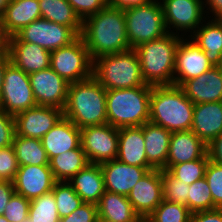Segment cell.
I'll return each mask as SVG.
<instances>
[{
	"label": "cell",
	"instance_id": "cell-1",
	"mask_svg": "<svg viewBox=\"0 0 222 222\" xmlns=\"http://www.w3.org/2000/svg\"><path fill=\"white\" fill-rule=\"evenodd\" d=\"M81 37L92 60L131 49L126 33L124 10L110 5L82 22Z\"/></svg>",
	"mask_w": 222,
	"mask_h": 222
},
{
	"label": "cell",
	"instance_id": "cell-2",
	"mask_svg": "<svg viewBox=\"0 0 222 222\" xmlns=\"http://www.w3.org/2000/svg\"><path fill=\"white\" fill-rule=\"evenodd\" d=\"M106 91L93 76L70 83L63 117L80 129L106 124Z\"/></svg>",
	"mask_w": 222,
	"mask_h": 222
},
{
	"label": "cell",
	"instance_id": "cell-3",
	"mask_svg": "<svg viewBox=\"0 0 222 222\" xmlns=\"http://www.w3.org/2000/svg\"><path fill=\"white\" fill-rule=\"evenodd\" d=\"M194 105L180 86H152L149 121L170 132L191 130Z\"/></svg>",
	"mask_w": 222,
	"mask_h": 222
},
{
	"label": "cell",
	"instance_id": "cell-4",
	"mask_svg": "<svg viewBox=\"0 0 222 222\" xmlns=\"http://www.w3.org/2000/svg\"><path fill=\"white\" fill-rule=\"evenodd\" d=\"M168 33L134 48L140 60L142 77L152 86L174 85L176 50L181 37Z\"/></svg>",
	"mask_w": 222,
	"mask_h": 222
},
{
	"label": "cell",
	"instance_id": "cell-5",
	"mask_svg": "<svg viewBox=\"0 0 222 222\" xmlns=\"http://www.w3.org/2000/svg\"><path fill=\"white\" fill-rule=\"evenodd\" d=\"M152 85L106 91L107 123L118 129L149 121Z\"/></svg>",
	"mask_w": 222,
	"mask_h": 222
},
{
	"label": "cell",
	"instance_id": "cell-6",
	"mask_svg": "<svg viewBox=\"0 0 222 222\" xmlns=\"http://www.w3.org/2000/svg\"><path fill=\"white\" fill-rule=\"evenodd\" d=\"M93 77L106 89H127L147 85L134 49L93 60Z\"/></svg>",
	"mask_w": 222,
	"mask_h": 222
},
{
	"label": "cell",
	"instance_id": "cell-7",
	"mask_svg": "<svg viewBox=\"0 0 222 222\" xmlns=\"http://www.w3.org/2000/svg\"><path fill=\"white\" fill-rule=\"evenodd\" d=\"M126 33L131 49L168 34L160 1L124 10Z\"/></svg>",
	"mask_w": 222,
	"mask_h": 222
},
{
	"label": "cell",
	"instance_id": "cell-8",
	"mask_svg": "<svg viewBox=\"0 0 222 222\" xmlns=\"http://www.w3.org/2000/svg\"><path fill=\"white\" fill-rule=\"evenodd\" d=\"M50 68L69 84L93 76V60L79 36L70 45L51 51Z\"/></svg>",
	"mask_w": 222,
	"mask_h": 222
},
{
	"label": "cell",
	"instance_id": "cell-9",
	"mask_svg": "<svg viewBox=\"0 0 222 222\" xmlns=\"http://www.w3.org/2000/svg\"><path fill=\"white\" fill-rule=\"evenodd\" d=\"M37 106L30 84L29 74L12 62L7 66L0 94V108L15 116Z\"/></svg>",
	"mask_w": 222,
	"mask_h": 222
},
{
	"label": "cell",
	"instance_id": "cell-10",
	"mask_svg": "<svg viewBox=\"0 0 222 222\" xmlns=\"http://www.w3.org/2000/svg\"><path fill=\"white\" fill-rule=\"evenodd\" d=\"M119 129L106 123L80 129V143L89 163L114 160L118 154Z\"/></svg>",
	"mask_w": 222,
	"mask_h": 222
},
{
	"label": "cell",
	"instance_id": "cell-11",
	"mask_svg": "<svg viewBox=\"0 0 222 222\" xmlns=\"http://www.w3.org/2000/svg\"><path fill=\"white\" fill-rule=\"evenodd\" d=\"M15 36L22 42L39 45L50 52L70 45L79 37L71 27L42 18L23 27Z\"/></svg>",
	"mask_w": 222,
	"mask_h": 222
},
{
	"label": "cell",
	"instance_id": "cell-12",
	"mask_svg": "<svg viewBox=\"0 0 222 222\" xmlns=\"http://www.w3.org/2000/svg\"><path fill=\"white\" fill-rule=\"evenodd\" d=\"M160 3L168 33L178 36L180 31H189L192 35L203 22H206L203 14L209 13V10L204 11L203 0H160ZM171 28H174L176 33L172 32Z\"/></svg>",
	"mask_w": 222,
	"mask_h": 222
},
{
	"label": "cell",
	"instance_id": "cell-13",
	"mask_svg": "<svg viewBox=\"0 0 222 222\" xmlns=\"http://www.w3.org/2000/svg\"><path fill=\"white\" fill-rule=\"evenodd\" d=\"M34 99L39 106L64 109L69 83L50 67L29 74Z\"/></svg>",
	"mask_w": 222,
	"mask_h": 222
},
{
	"label": "cell",
	"instance_id": "cell-14",
	"mask_svg": "<svg viewBox=\"0 0 222 222\" xmlns=\"http://www.w3.org/2000/svg\"><path fill=\"white\" fill-rule=\"evenodd\" d=\"M190 38L181 40L176 50L174 85L181 86L188 79H193L213 67L205 52Z\"/></svg>",
	"mask_w": 222,
	"mask_h": 222
},
{
	"label": "cell",
	"instance_id": "cell-15",
	"mask_svg": "<svg viewBox=\"0 0 222 222\" xmlns=\"http://www.w3.org/2000/svg\"><path fill=\"white\" fill-rule=\"evenodd\" d=\"M63 110L35 106L14 116L15 135L41 139L61 118Z\"/></svg>",
	"mask_w": 222,
	"mask_h": 222
},
{
	"label": "cell",
	"instance_id": "cell-16",
	"mask_svg": "<svg viewBox=\"0 0 222 222\" xmlns=\"http://www.w3.org/2000/svg\"><path fill=\"white\" fill-rule=\"evenodd\" d=\"M127 198L135 212L147 218L163 200L161 170H149L133 186Z\"/></svg>",
	"mask_w": 222,
	"mask_h": 222
},
{
	"label": "cell",
	"instance_id": "cell-17",
	"mask_svg": "<svg viewBox=\"0 0 222 222\" xmlns=\"http://www.w3.org/2000/svg\"><path fill=\"white\" fill-rule=\"evenodd\" d=\"M57 181L49 165L19 166L13 180L15 193L32 200L52 191Z\"/></svg>",
	"mask_w": 222,
	"mask_h": 222
},
{
	"label": "cell",
	"instance_id": "cell-18",
	"mask_svg": "<svg viewBox=\"0 0 222 222\" xmlns=\"http://www.w3.org/2000/svg\"><path fill=\"white\" fill-rule=\"evenodd\" d=\"M105 190L128 196L133 186L153 167H140L122 163L117 159L100 164Z\"/></svg>",
	"mask_w": 222,
	"mask_h": 222
},
{
	"label": "cell",
	"instance_id": "cell-19",
	"mask_svg": "<svg viewBox=\"0 0 222 222\" xmlns=\"http://www.w3.org/2000/svg\"><path fill=\"white\" fill-rule=\"evenodd\" d=\"M7 51L11 62L27 74L50 67V51L33 43L22 42L15 35L8 37Z\"/></svg>",
	"mask_w": 222,
	"mask_h": 222
},
{
	"label": "cell",
	"instance_id": "cell-20",
	"mask_svg": "<svg viewBox=\"0 0 222 222\" xmlns=\"http://www.w3.org/2000/svg\"><path fill=\"white\" fill-rule=\"evenodd\" d=\"M180 87L193 104L222 101L221 67L213 66L204 74L188 79Z\"/></svg>",
	"mask_w": 222,
	"mask_h": 222
},
{
	"label": "cell",
	"instance_id": "cell-21",
	"mask_svg": "<svg viewBox=\"0 0 222 222\" xmlns=\"http://www.w3.org/2000/svg\"><path fill=\"white\" fill-rule=\"evenodd\" d=\"M206 153L207 145L191 130L172 132L166 170L174 164L201 159Z\"/></svg>",
	"mask_w": 222,
	"mask_h": 222
},
{
	"label": "cell",
	"instance_id": "cell-22",
	"mask_svg": "<svg viewBox=\"0 0 222 222\" xmlns=\"http://www.w3.org/2000/svg\"><path fill=\"white\" fill-rule=\"evenodd\" d=\"M42 146L49 160L63 152L77 149L80 143V128L62 117L42 138Z\"/></svg>",
	"mask_w": 222,
	"mask_h": 222
},
{
	"label": "cell",
	"instance_id": "cell-23",
	"mask_svg": "<svg viewBox=\"0 0 222 222\" xmlns=\"http://www.w3.org/2000/svg\"><path fill=\"white\" fill-rule=\"evenodd\" d=\"M191 131L206 145L222 133V101L194 105Z\"/></svg>",
	"mask_w": 222,
	"mask_h": 222
},
{
	"label": "cell",
	"instance_id": "cell-24",
	"mask_svg": "<svg viewBox=\"0 0 222 222\" xmlns=\"http://www.w3.org/2000/svg\"><path fill=\"white\" fill-rule=\"evenodd\" d=\"M118 161L140 167H152L146 157L142 126L119 129Z\"/></svg>",
	"mask_w": 222,
	"mask_h": 222
},
{
	"label": "cell",
	"instance_id": "cell-25",
	"mask_svg": "<svg viewBox=\"0 0 222 222\" xmlns=\"http://www.w3.org/2000/svg\"><path fill=\"white\" fill-rule=\"evenodd\" d=\"M67 182L82 198L84 203L97 205L106 191L100 164L88 163Z\"/></svg>",
	"mask_w": 222,
	"mask_h": 222
},
{
	"label": "cell",
	"instance_id": "cell-26",
	"mask_svg": "<svg viewBox=\"0 0 222 222\" xmlns=\"http://www.w3.org/2000/svg\"><path fill=\"white\" fill-rule=\"evenodd\" d=\"M145 153L154 169H165L172 132L150 121L142 125Z\"/></svg>",
	"mask_w": 222,
	"mask_h": 222
},
{
	"label": "cell",
	"instance_id": "cell-27",
	"mask_svg": "<svg viewBox=\"0 0 222 222\" xmlns=\"http://www.w3.org/2000/svg\"><path fill=\"white\" fill-rule=\"evenodd\" d=\"M1 18L5 34L11 37L23 27L41 18L39 2L38 0H10Z\"/></svg>",
	"mask_w": 222,
	"mask_h": 222
},
{
	"label": "cell",
	"instance_id": "cell-28",
	"mask_svg": "<svg viewBox=\"0 0 222 222\" xmlns=\"http://www.w3.org/2000/svg\"><path fill=\"white\" fill-rule=\"evenodd\" d=\"M204 52L213 66L222 61V19L212 18L192 34L188 35Z\"/></svg>",
	"mask_w": 222,
	"mask_h": 222
},
{
	"label": "cell",
	"instance_id": "cell-29",
	"mask_svg": "<svg viewBox=\"0 0 222 222\" xmlns=\"http://www.w3.org/2000/svg\"><path fill=\"white\" fill-rule=\"evenodd\" d=\"M97 212L99 217L113 222H136L140 218L127 196L108 191L101 196Z\"/></svg>",
	"mask_w": 222,
	"mask_h": 222
},
{
	"label": "cell",
	"instance_id": "cell-30",
	"mask_svg": "<svg viewBox=\"0 0 222 222\" xmlns=\"http://www.w3.org/2000/svg\"><path fill=\"white\" fill-rule=\"evenodd\" d=\"M41 18L71 27L79 36L82 33V21L67 0H38Z\"/></svg>",
	"mask_w": 222,
	"mask_h": 222
},
{
	"label": "cell",
	"instance_id": "cell-31",
	"mask_svg": "<svg viewBox=\"0 0 222 222\" xmlns=\"http://www.w3.org/2000/svg\"><path fill=\"white\" fill-rule=\"evenodd\" d=\"M89 163L81 145L49 160L56 181H68Z\"/></svg>",
	"mask_w": 222,
	"mask_h": 222
},
{
	"label": "cell",
	"instance_id": "cell-32",
	"mask_svg": "<svg viewBox=\"0 0 222 222\" xmlns=\"http://www.w3.org/2000/svg\"><path fill=\"white\" fill-rule=\"evenodd\" d=\"M12 146L19 166L49 165V158L41 139L14 135Z\"/></svg>",
	"mask_w": 222,
	"mask_h": 222
},
{
	"label": "cell",
	"instance_id": "cell-33",
	"mask_svg": "<svg viewBox=\"0 0 222 222\" xmlns=\"http://www.w3.org/2000/svg\"><path fill=\"white\" fill-rule=\"evenodd\" d=\"M29 222H59L56 200L50 191L30 200Z\"/></svg>",
	"mask_w": 222,
	"mask_h": 222
},
{
	"label": "cell",
	"instance_id": "cell-34",
	"mask_svg": "<svg viewBox=\"0 0 222 222\" xmlns=\"http://www.w3.org/2000/svg\"><path fill=\"white\" fill-rule=\"evenodd\" d=\"M52 192L60 218L68 216L84 203L67 181H57Z\"/></svg>",
	"mask_w": 222,
	"mask_h": 222
},
{
	"label": "cell",
	"instance_id": "cell-35",
	"mask_svg": "<svg viewBox=\"0 0 222 222\" xmlns=\"http://www.w3.org/2000/svg\"><path fill=\"white\" fill-rule=\"evenodd\" d=\"M187 195L188 209L191 213L216 209L205 177L190 184Z\"/></svg>",
	"mask_w": 222,
	"mask_h": 222
},
{
	"label": "cell",
	"instance_id": "cell-36",
	"mask_svg": "<svg viewBox=\"0 0 222 222\" xmlns=\"http://www.w3.org/2000/svg\"><path fill=\"white\" fill-rule=\"evenodd\" d=\"M190 216L191 212L186 205L163 199L147 218L151 222H189Z\"/></svg>",
	"mask_w": 222,
	"mask_h": 222
},
{
	"label": "cell",
	"instance_id": "cell-37",
	"mask_svg": "<svg viewBox=\"0 0 222 222\" xmlns=\"http://www.w3.org/2000/svg\"><path fill=\"white\" fill-rule=\"evenodd\" d=\"M209 162L206 153L201 159L172 165L168 171L177 179L188 185L205 177V170Z\"/></svg>",
	"mask_w": 222,
	"mask_h": 222
},
{
	"label": "cell",
	"instance_id": "cell-38",
	"mask_svg": "<svg viewBox=\"0 0 222 222\" xmlns=\"http://www.w3.org/2000/svg\"><path fill=\"white\" fill-rule=\"evenodd\" d=\"M163 199L168 202L180 203L188 207L189 185L175 178L168 170L161 169Z\"/></svg>",
	"mask_w": 222,
	"mask_h": 222
},
{
	"label": "cell",
	"instance_id": "cell-39",
	"mask_svg": "<svg viewBox=\"0 0 222 222\" xmlns=\"http://www.w3.org/2000/svg\"><path fill=\"white\" fill-rule=\"evenodd\" d=\"M205 179L208 182L214 206L222 208V165L209 160L205 170Z\"/></svg>",
	"mask_w": 222,
	"mask_h": 222
},
{
	"label": "cell",
	"instance_id": "cell-40",
	"mask_svg": "<svg viewBox=\"0 0 222 222\" xmlns=\"http://www.w3.org/2000/svg\"><path fill=\"white\" fill-rule=\"evenodd\" d=\"M30 200L14 193L5 206L4 216L9 222H22L29 214Z\"/></svg>",
	"mask_w": 222,
	"mask_h": 222
},
{
	"label": "cell",
	"instance_id": "cell-41",
	"mask_svg": "<svg viewBox=\"0 0 222 222\" xmlns=\"http://www.w3.org/2000/svg\"><path fill=\"white\" fill-rule=\"evenodd\" d=\"M19 164L13 146L0 148V180L13 182Z\"/></svg>",
	"mask_w": 222,
	"mask_h": 222
},
{
	"label": "cell",
	"instance_id": "cell-42",
	"mask_svg": "<svg viewBox=\"0 0 222 222\" xmlns=\"http://www.w3.org/2000/svg\"><path fill=\"white\" fill-rule=\"evenodd\" d=\"M76 15L83 22L86 18L94 15L108 5L107 0H67Z\"/></svg>",
	"mask_w": 222,
	"mask_h": 222
},
{
	"label": "cell",
	"instance_id": "cell-43",
	"mask_svg": "<svg viewBox=\"0 0 222 222\" xmlns=\"http://www.w3.org/2000/svg\"><path fill=\"white\" fill-rule=\"evenodd\" d=\"M97 216L96 204L83 203L68 216L60 218L59 222H96Z\"/></svg>",
	"mask_w": 222,
	"mask_h": 222
},
{
	"label": "cell",
	"instance_id": "cell-44",
	"mask_svg": "<svg viewBox=\"0 0 222 222\" xmlns=\"http://www.w3.org/2000/svg\"><path fill=\"white\" fill-rule=\"evenodd\" d=\"M15 135L14 116L0 108V148L11 146Z\"/></svg>",
	"mask_w": 222,
	"mask_h": 222
},
{
	"label": "cell",
	"instance_id": "cell-45",
	"mask_svg": "<svg viewBox=\"0 0 222 222\" xmlns=\"http://www.w3.org/2000/svg\"><path fill=\"white\" fill-rule=\"evenodd\" d=\"M189 222H222V208L191 213Z\"/></svg>",
	"mask_w": 222,
	"mask_h": 222
},
{
	"label": "cell",
	"instance_id": "cell-46",
	"mask_svg": "<svg viewBox=\"0 0 222 222\" xmlns=\"http://www.w3.org/2000/svg\"><path fill=\"white\" fill-rule=\"evenodd\" d=\"M207 154L210 161L222 165V133L207 145Z\"/></svg>",
	"mask_w": 222,
	"mask_h": 222
},
{
	"label": "cell",
	"instance_id": "cell-47",
	"mask_svg": "<svg viewBox=\"0 0 222 222\" xmlns=\"http://www.w3.org/2000/svg\"><path fill=\"white\" fill-rule=\"evenodd\" d=\"M14 193L13 182L0 180V215L4 214L5 206Z\"/></svg>",
	"mask_w": 222,
	"mask_h": 222
},
{
	"label": "cell",
	"instance_id": "cell-48",
	"mask_svg": "<svg viewBox=\"0 0 222 222\" xmlns=\"http://www.w3.org/2000/svg\"><path fill=\"white\" fill-rule=\"evenodd\" d=\"M108 5L120 9L125 10L131 7L142 6L150 3L153 0H107Z\"/></svg>",
	"mask_w": 222,
	"mask_h": 222
},
{
	"label": "cell",
	"instance_id": "cell-49",
	"mask_svg": "<svg viewBox=\"0 0 222 222\" xmlns=\"http://www.w3.org/2000/svg\"><path fill=\"white\" fill-rule=\"evenodd\" d=\"M204 9L207 7V10L209 9L210 12H212V15L214 16V19H222V0H204ZM206 3V4H205Z\"/></svg>",
	"mask_w": 222,
	"mask_h": 222
},
{
	"label": "cell",
	"instance_id": "cell-50",
	"mask_svg": "<svg viewBox=\"0 0 222 222\" xmlns=\"http://www.w3.org/2000/svg\"><path fill=\"white\" fill-rule=\"evenodd\" d=\"M11 63V59L8 51H4L0 53V94L2 91V86L4 82V75L7 66Z\"/></svg>",
	"mask_w": 222,
	"mask_h": 222
},
{
	"label": "cell",
	"instance_id": "cell-51",
	"mask_svg": "<svg viewBox=\"0 0 222 222\" xmlns=\"http://www.w3.org/2000/svg\"><path fill=\"white\" fill-rule=\"evenodd\" d=\"M7 49H8V36L4 32L2 18H0V53L7 51Z\"/></svg>",
	"mask_w": 222,
	"mask_h": 222
},
{
	"label": "cell",
	"instance_id": "cell-52",
	"mask_svg": "<svg viewBox=\"0 0 222 222\" xmlns=\"http://www.w3.org/2000/svg\"><path fill=\"white\" fill-rule=\"evenodd\" d=\"M10 0H0V18L3 16L6 7L8 6Z\"/></svg>",
	"mask_w": 222,
	"mask_h": 222
},
{
	"label": "cell",
	"instance_id": "cell-53",
	"mask_svg": "<svg viewBox=\"0 0 222 222\" xmlns=\"http://www.w3.org/2000/svg\"><path fill=\"white\" fill-rule=\"evenodd\" d=\"M96 222H113V221L97 216Z\"/></svg>",
	"mask_w": 222,
	"mask_h": 222
},
{
	"label": "cell",
	"instance_id": "cell-54",
	"mask_svg": "<svg viewBox=\"0 0 222 222\" xmlns=\"http://www.w3.org/2000/svg\"><path fill=\"white\" fill-rule=\"evenodd\" d=\"M136 222H151L148 218L140 217Z\"/></svg>",
	"mask_w": 222,
	"mask_h": 222
},
{
	"label": "cell",
	"instance_id": "cell-55",
	"mask_svg": "<svg viewBox=\"0 0 222 222\" xmlns=\"http://www.w3.org/2000/svg\"><path fill=\"white\" fill-rule=\"evenodd\" d=\"M0 222H9L4 215H0Z\"/></svg>",
	"mask_w": 222,
	"mask_h": 222
},
{
	"label": "cell",
	"instance_id": "cell-56",
	"mask_svg": "<svg viewBox=\"0 0 222 222\" xmlns=\"http://www.w3.org/2000/svg\"><path fill=\"white\" fill-rule=\"evenodd\" d=\"M22 222H29V216H27L26 218H24V219L22 220Z\"/></svg>",
	"mask_w": 222,
	"mask_h": 222
}]
</instances>
